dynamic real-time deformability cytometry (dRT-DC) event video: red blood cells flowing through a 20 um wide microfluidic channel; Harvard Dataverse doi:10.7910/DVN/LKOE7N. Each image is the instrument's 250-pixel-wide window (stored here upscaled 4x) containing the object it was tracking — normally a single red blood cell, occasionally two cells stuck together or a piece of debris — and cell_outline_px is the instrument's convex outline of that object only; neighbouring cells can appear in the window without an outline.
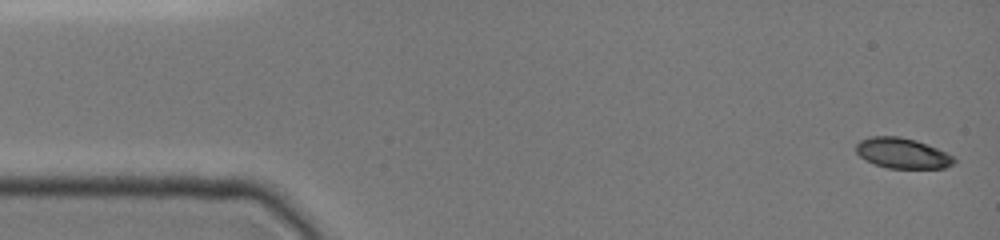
{"species": "common noctule bat (a hibernating species)", "species_latin": "Nyctalus noctula", "temperature_condition": "cold", "stored_images_in_passage": 6, "camera_frame_rate_fps": 3000, "um_per_image_px": 0.085, "animal": {"sex": "female", "body_mass_g": 19.0, "forearm_length_mm": 51.5}, "frame": {"image": 1, "passage_image": 1, "time_ms": 0.0, "image_size_px": [1000, 240], "cell_outline_px": [[956, 164], [944, 168], [888, 168], [876, 164], [860, 156], [856, 152], [856, 144], [860, 140], [872, 136], [900, 136], [916, 140], [956, 156]], "centroid_in_image_um": [76.75, 13.02], "position_along_channel_um": 8.2, "area_um2": 17.4}}
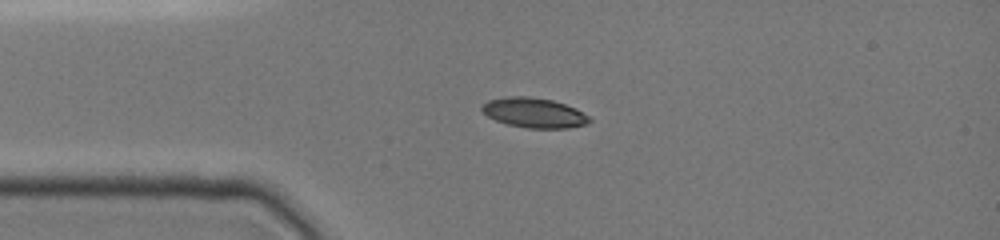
{"frame": {"image": 2, "passage_image": 5, "time_ms": 3.333, "image_size_px": [1000, 240], "cell_outline_px": [[592, 120], [588, 124], [568, 128], [528, 128], [508, 124], [496, 120], [488, 116], [480, 108], [488, 100], [508, 96], [528, 96], [552, 100], [576, 108], [588, 116]], "centroid_in_image_um": [45.42, 9.58], "position_along_channel_um": 39.6, "area_um2": 18.61}}